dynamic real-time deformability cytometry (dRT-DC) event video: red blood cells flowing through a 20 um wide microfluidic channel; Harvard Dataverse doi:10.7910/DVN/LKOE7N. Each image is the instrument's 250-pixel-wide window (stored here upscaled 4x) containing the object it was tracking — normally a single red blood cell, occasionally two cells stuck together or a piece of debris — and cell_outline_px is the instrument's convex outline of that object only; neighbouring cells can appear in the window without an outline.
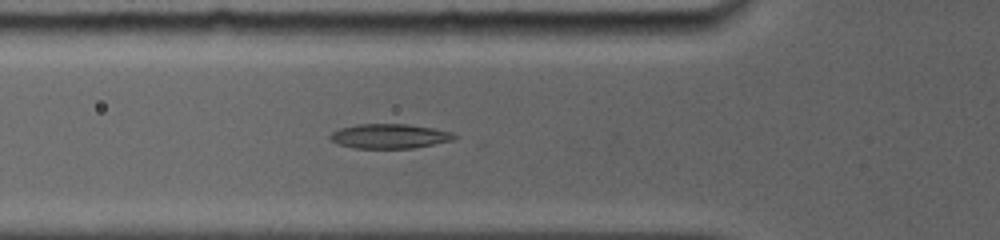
{"species": "common noctule bat (a hibernating species)", "species_latin": "Nyctalus noctula", "temperature_condition": "room temperature", "stored_images_in_passage": 2, "camera_frame_rate_fps": 5000, "um_per_image_px": 0.085, "animal": {"sex": "female", "body_mass_g": 19.0, "forearm_length_mm": 56.7}, "frame": {"image": 1, "passage_image": 2, "time_ms": 0.8, "image_size_px": [1000, 240], "cell_outline_px": [[460, 136], [452, 140], [412, 148], [356, 148], [340, 144], [332, 140], [328, 136], [332, 132], [340, 128], [356, 124], [408, 124], [432, 128], [452, 132]], "centroid_in_image_um": [33.12, 11.56], "position_along_channel_um": 92.7, "area_um2": 17.63}}